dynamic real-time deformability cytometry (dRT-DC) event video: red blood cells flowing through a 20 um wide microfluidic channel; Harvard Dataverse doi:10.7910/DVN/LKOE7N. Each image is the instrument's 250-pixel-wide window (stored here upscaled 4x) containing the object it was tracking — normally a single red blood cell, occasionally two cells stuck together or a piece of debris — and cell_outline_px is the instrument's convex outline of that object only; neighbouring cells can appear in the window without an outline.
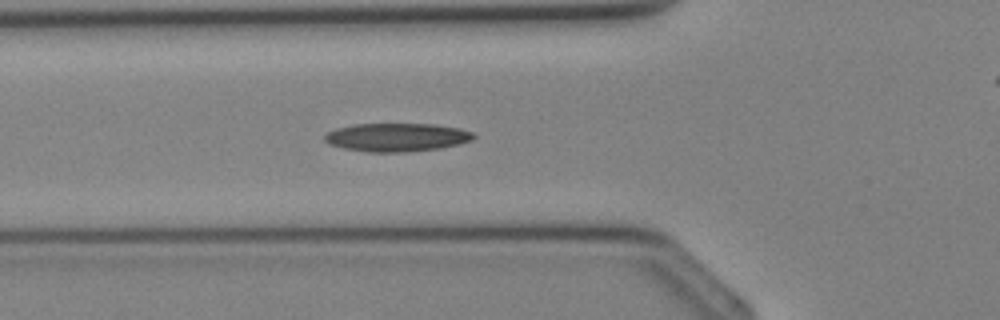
{"species": "Egyptian fruit bat (a non-hibernating species)", "species_latin": "Rousettus aegyptiacus", "temperature_condition": "cold", "stored_images_in_passage": 26, "camera_frame_rate_fps": 3000, "um_per_image_px": 0.085, "animal": {"sex": "female"}, "frame": {"image": 1, "passage_image": 6, "time_ms": 1.667, "image_size_px": [1000, 320], "cell_outline_px": [[476, 136], [472, 140], [440, 148], [404, 152], [368, 152], [344, 148], [328, 144], [324, 140], [324, 136], [328, 132], [336, 128], [352, 124], [436, 124], [460, 128], [472, 132]], "centroid_in_image_um": [33.71, 11.66], "position_along_channel_um": 92.1, "area_um2": 24.62}}
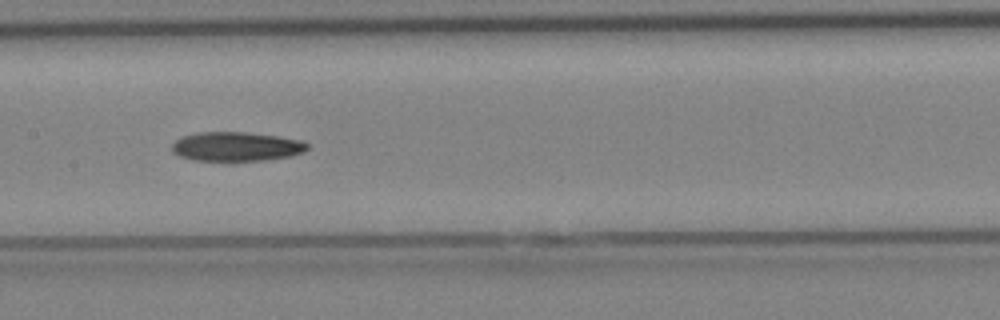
{"frame": {"image": 2, "passage_image": 11, "time_ms": 3.333, "image_size_px": [1000, 320], "cell_outline_px": [[308, 148], [304, 152], [288, 156], [264, 160], [232, 164], [192, 160], [180, 156], [172, 152], [172, 144], [176, 140], [184, 136], [196, 132], [244, 132], [276, 136], [300, 140], [308, 144]], "centroid_in_image_um": [20.03, 12.5], "position_along_channel_um": 187.4, "area_um2": 23.81}}
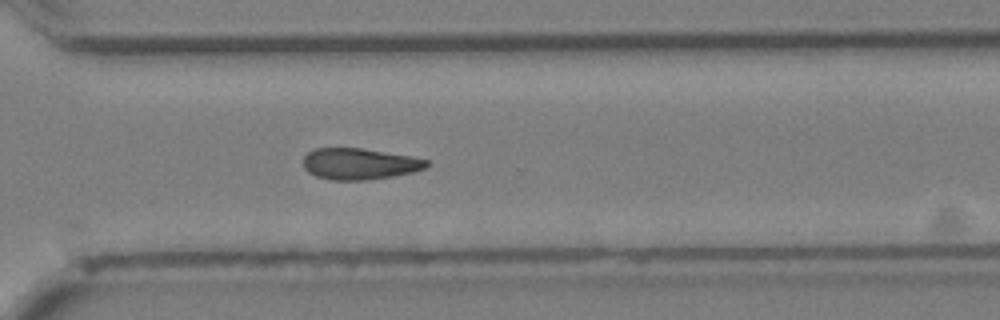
{"frame": {"image": 3, "passage_image": 19, "time_ms": 6.0, "image_size_px": [1000, 320], "cell_outline_px": [[432, 164], [428, 168], [412, 172], [392, 176], [368, 180], [332, 180], [316, 176], [308, 172], [304, 168], [304, 156], [308, 152], [316, 148], [360, 148], [412, 156], [428, 160]], "centroid_in_image_um": [30.6, 13.93], "position_along_channel_um": 340.0, "area_um2": 22.6}}